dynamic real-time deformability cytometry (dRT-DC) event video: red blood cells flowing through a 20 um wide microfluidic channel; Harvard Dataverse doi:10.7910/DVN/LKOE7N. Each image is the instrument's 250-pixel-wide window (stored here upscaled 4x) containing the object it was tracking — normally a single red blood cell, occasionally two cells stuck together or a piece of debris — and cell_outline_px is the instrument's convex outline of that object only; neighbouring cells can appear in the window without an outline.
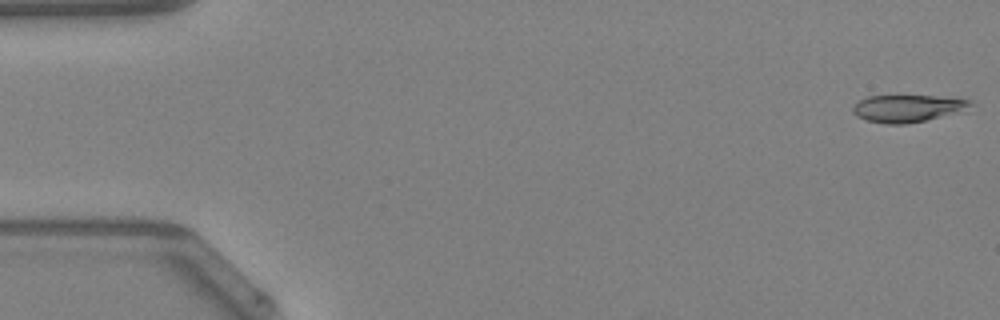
{"species": "Egyptian fruit bat (a non-hibernating species)", "species_latin": "Rousettus aegyptiacus", "temperature_condition": "warm", "stored_images_in_passage": 48, "camera_frame_rate_fps": 3000, "um_per_image_px": 0.085, "animal": {"sex": "female"}, "frame": {"image": 1, "passage_image": 1, "time_ms": 0.0, "image_size_px": [1000, 320], "cell_outline_px": [[972, 104], [968, 112], [904, 124], [884, 124], [868, 120], [856, 116], [852, 112], [852, 108], [860, 100], [868, 96], [932, 96], [972, 100]], "centroid_in_image_um": [77.22, 9.22], "position_along_channel_um": 7.8, "area_um2": 18.84}}
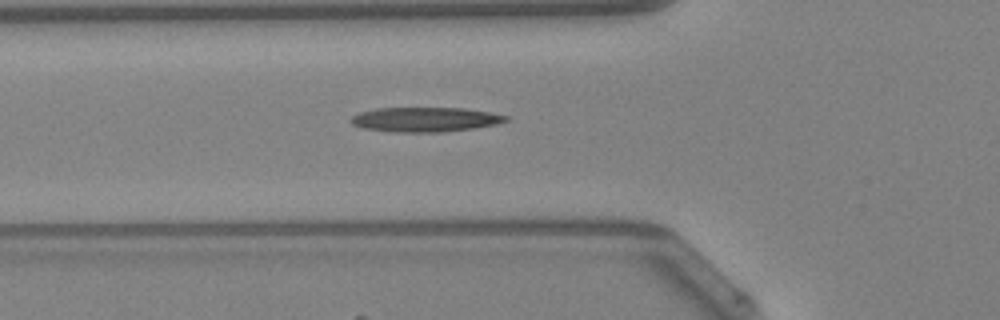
{"frame": {"image": 2, "passage_image": 17, "time_ms": 5.333, "image_size_px": [1000, 320], "cell_outline_px": [[508, 120], [496, 124], [476, 128], [440, 132], [392, 132], [360, 128], [352, 124], [348, 120], [352, 116], [360, 112], [376, 108], [464, 108], [488, 112], [508, 116]], "centroid_in_image_um": [36.08, 10.16], "position_along_channel_um": 89.7, "area_um2": 22.31}}
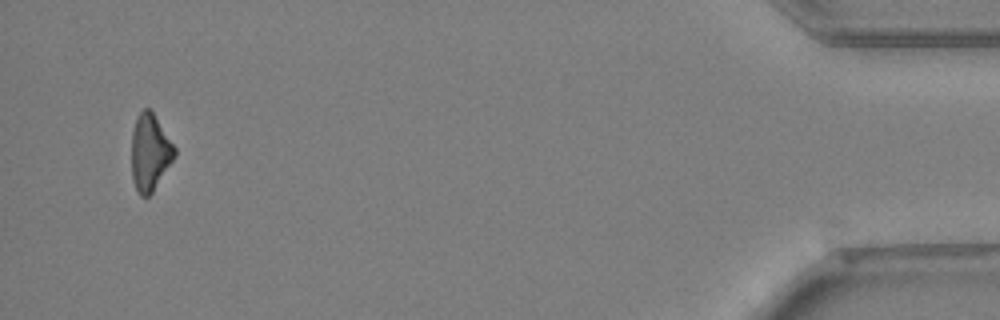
{"frame": {"image": 3, "passage_image": 46, "time_ms": 15.0, "image_size_px": [1000, 320], "cell_outline_px": [[176, 156], [152, 192], [148, 196], [140, 196], [132, 180], [132, 132], [136, 116], [144, 108], [148, 108], [152, 112], [176, 148]], "centroid_in_image_um": [12.74, 12.96], "position_along_channel_um": 422.5, "area_um2": 19.07}}